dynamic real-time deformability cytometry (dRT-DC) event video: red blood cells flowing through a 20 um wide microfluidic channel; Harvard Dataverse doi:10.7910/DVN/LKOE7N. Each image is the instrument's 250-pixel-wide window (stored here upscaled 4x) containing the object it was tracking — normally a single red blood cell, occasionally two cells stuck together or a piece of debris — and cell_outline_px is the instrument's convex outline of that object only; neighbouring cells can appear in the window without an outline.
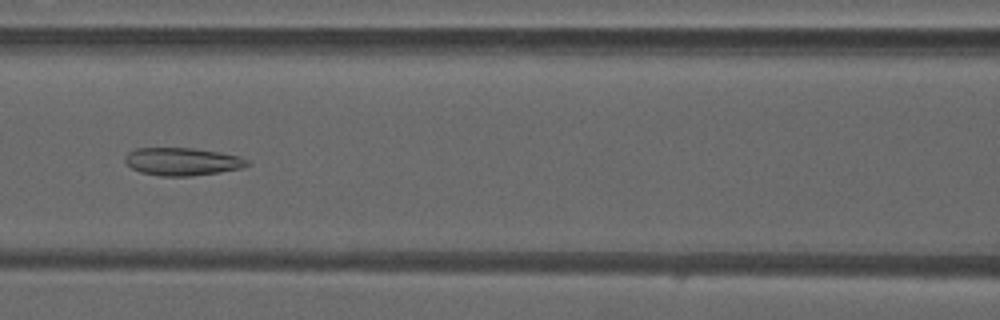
{"species": "common noctule bat (a hibernating species)", "species_latin": "Nyctalus noctula", "temperature_condition": "warm", "stored_images_in_passage": 45, "camera_frame_rate_fps": 3000, "um_per_image_px": 0.085, "animal": {"sex": "male", "forearm_length_mm": 52.5}, "frame": {"image": 1, "passage_image": 18, "time_ms": 5.667, "image_size_px": [1000, 320], "cell_outline_px": [[252, 164], [240, 168], [192, 176], [160, 176], [140, 172], [132, 168], [124, 160], [124, 156], [128, 152], [136, 148], [192, 148], [220, 152], [240, 156], [248, 160]], "centroid_in_image_um": [15.48, 13.73], "position_along_channel_um": 151.1, "area_um2": 19.77}}
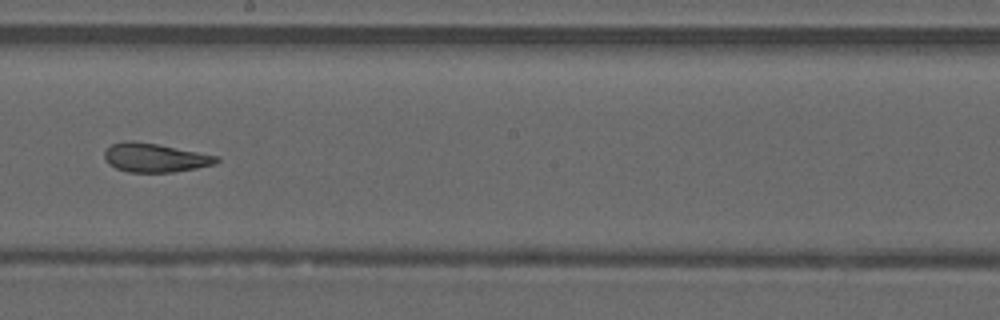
{"frame": {"image": 2, "passage_image": 24, "time_ms": 7.667, "image_size_px": [1000, 320], "cell_outline_px": [[220, 160], [216, 164], [196, 168], [172, 172], [128, 172], [116, 168], [108, 164], [104, 156], [104, 152], [112, 144], [128, 140], [132, 140], [156, 144], [220, 156]], "centroid_in_image_um": [13.18, 13.41], "position_along_channel_um": 235.0, "area_um2": 18.79}}
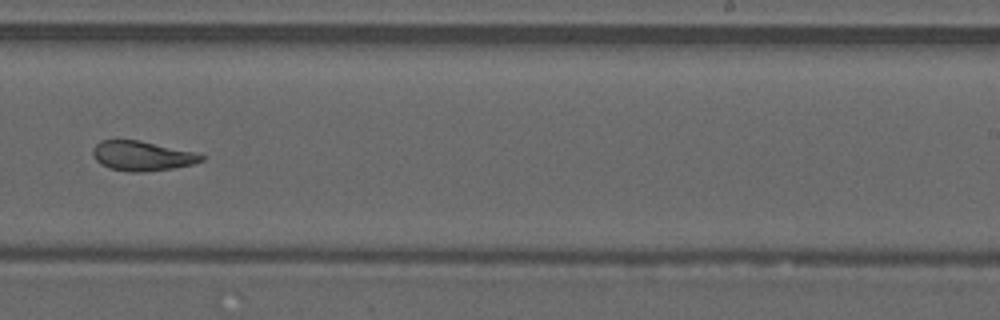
{"frame": {"image": 3, "passage_image": 27, "time_ms": 8.667, "image_size_px": [1000, 320], "cell_outline_px": [[204, 160], [192, 164], [172, 168], [140, 172], [132, 172], [112, 168], [100, 164], [96, 160], [92, 152], [92, 148], [100, 140], [140, 140], [196, 152], [204, 156]], "centroid_in_image_um": [12.07, 13.23], "position_along_channel_um": 276.9, "area_um2": 18.67}, "authors_computed_cell_mechanics": {"area_um2": 19.9988, "velocity_mm_per_s": 4.2201, "shape_relaxation_time_tau1_ms": null, "shape_relaxation_time_tau2_ms": 1.5125, "deformation_change_tau1": null, "deformation_change_tau2": 0.0963}}